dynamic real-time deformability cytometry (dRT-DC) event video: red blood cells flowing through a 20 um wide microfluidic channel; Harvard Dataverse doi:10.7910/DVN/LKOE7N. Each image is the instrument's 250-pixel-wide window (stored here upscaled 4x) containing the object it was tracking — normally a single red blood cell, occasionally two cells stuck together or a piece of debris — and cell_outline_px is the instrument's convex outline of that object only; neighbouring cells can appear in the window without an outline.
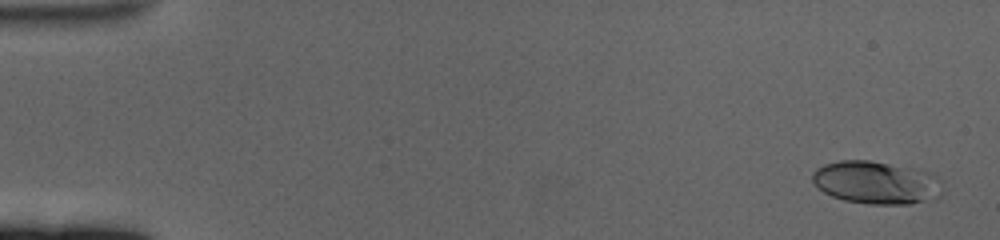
{"species": "human", "species_latin": "Homo sapiens", "temperature_condition": "cold", "stored_images_in_passage": 61, "camera_frame_rate_fps": 3000, "um_per_image_px": 0.085, "donor": {"sex": "female"}, "frame": {"image": 1, "passage_image": 3, "time_ms": 0.667, "image_size_px": [1000, 240], "cell_outline_px": [[944, 192], [936, 200], [912, 204], [868, 204], [844, 200], [832, 196], [824, 192], [812, 180], [812, 172], [816, 168], [824, 164], [840, 160], [868, 160], [932, 172], [940, 180]], "centroid_in_image_um": [74.54, 15.53], "position_along_channel_um": 10.5, "area_um2": 32.83}}
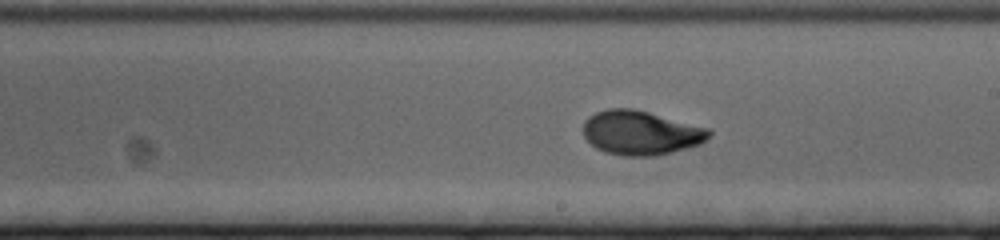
{"frame": {"image": 2, "passage_image": 36, "time_ms": 11.667, "image_size_px": [1000, 240], "cell_outline_px": [[712, 132], [700, 144], [672, 152], [656, 156], [624, 156], [604, 152], [596, 148], [584, 136], [584, 120], [588, 116], [596, 112], [608, 108], [632, 108], [648, 112], [708, 128]], "centroid_in_image_um": [54.43, 11.29], "position_along_channel_um": 234.6, "area_um2": 32.25}}
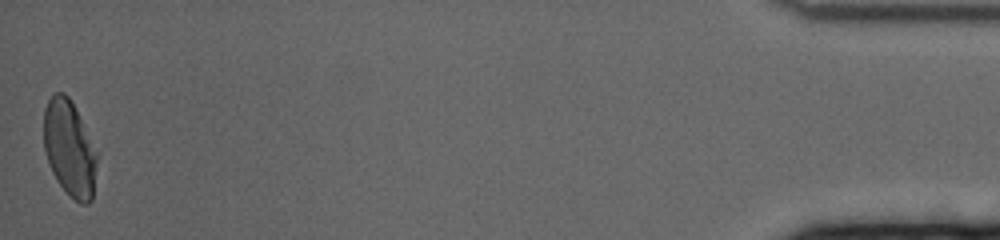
{"frame": {"image": 3, "passage_image": 61, "time_ms": 20.0, "image_size_px": [1000, 240], "cell_outline_px": [[100, 152], [92, 200], [88, 204], [80, 204], [56, 180], [52, 172], [44, 148], [44, 108], [48, 100], [56, 92], [64, 92], [68, 96]], "centroid_in_image_um": [5.96, 12.62], "position_along_channel_um": 429.2, "area_um2": 30.17}, "authors_computed_cell_mechanics": {"area_um2": 30.6918, "velocity_mm_per_s": 3.3697, "shape_relaxation_time_tau1_ms": 4.1827, "shape_relaxation_time_tau2_ms": null, "deformation_change_tau1": 0.1828, "deformation_change_tau2": null}}